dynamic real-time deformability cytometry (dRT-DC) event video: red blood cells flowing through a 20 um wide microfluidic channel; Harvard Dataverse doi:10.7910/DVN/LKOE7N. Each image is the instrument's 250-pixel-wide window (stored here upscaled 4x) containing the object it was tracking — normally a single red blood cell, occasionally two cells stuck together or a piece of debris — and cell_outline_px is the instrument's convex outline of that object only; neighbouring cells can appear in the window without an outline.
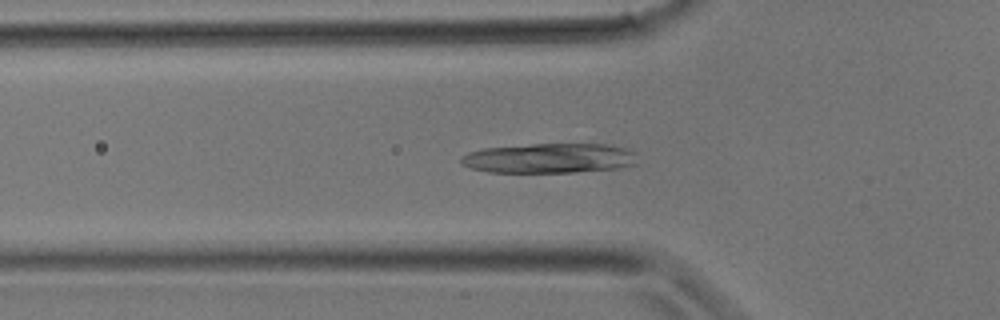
{"species": "common noctule bat (a hibernating species)", "species_latin": "Nyctalus noctula", "temperature_condition": "room temperature", "stored_images_in_passage": 6, "camera_frame_rate_fps": 3000, "um_per_image_px": 0.085, "animal": {"sex": "male", "body_mass_g": 17.9}, "frame": {"image": 1, "passage_image": 5, "time_ms": 1.333, "image_size_px": [1000, 320], "cell_outline_px": [[636, 164], [620, 168], [576, 172], [488, 172], [472, 168], [460, 164], [460, 156], [468, 152], [484, 148], [532, 144], [604, 144], [624, 148], [636, 152]], "centroid_in_image_um": [46.68, 13.45], "position_along_channel_um": 79.1, "area_um2": 30.75}}